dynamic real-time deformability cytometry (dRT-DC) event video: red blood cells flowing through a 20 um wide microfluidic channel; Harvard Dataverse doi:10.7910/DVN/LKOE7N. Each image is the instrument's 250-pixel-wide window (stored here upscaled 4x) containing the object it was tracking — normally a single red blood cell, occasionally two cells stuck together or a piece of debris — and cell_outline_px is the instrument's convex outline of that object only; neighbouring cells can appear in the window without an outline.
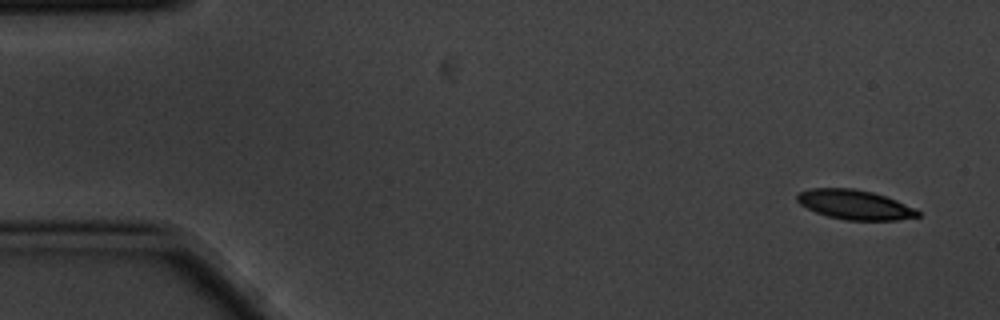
{"species": "common noctule bat (a hibernating species)", "species_latin": "Nyctalus noctula", "temperature_condition": "cold", "stored_images_in_passage": 4, "camera_frame_rate_fps": 3000, "um_per_image_px": 0.085, "animal": {"sex": "male", "body_mass_g": 20.1, "forearm_length_mm": 53.5}, "frame": {"image": 1, "passage_image": 1, "time_ms": 0.0, "image_size_px": [1000, 320], "cell_outline_px": [[920, 216], [896, 220], [844, 220], [828, 216], [816, 212], [800, 204], [796, 200], [796, 196], [800, 192], [812, 188], [856, 188], [872, 192], [896, 200], [916, 208], [920, 212]], "centroid_in_image_um": [72.67, 17.39], "position_along_channel_um": 12.3, "area_um2": 20.75}}
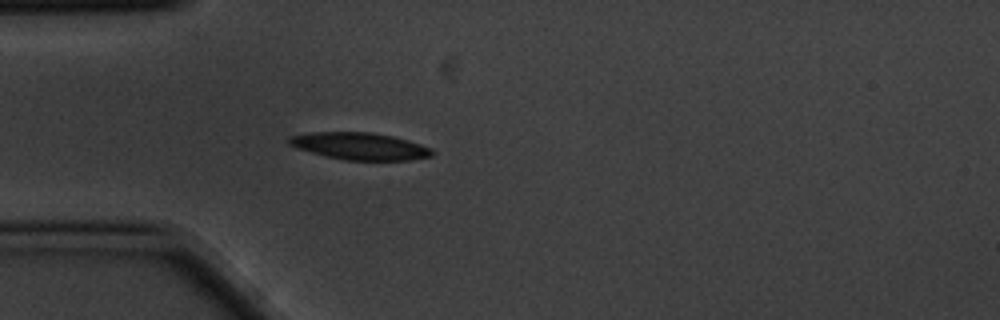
{"frame": {"image": 2, "passage_image": 4, "time_ms": 1.0, "image_size_px": [1000, 320], "cell_outline_px": [[436, 152], [432, 156], [408, 160], [344, 160], [324, 156], [296, 148], [288, 144], [288, 136], [312, 132], [368, 132], [392, 136], [408, 140], [432, 148]], "centroid_in_image_um": [30.57, 12.42], "position_along_channel_um": 54.4, "area_um2": 22.72}}